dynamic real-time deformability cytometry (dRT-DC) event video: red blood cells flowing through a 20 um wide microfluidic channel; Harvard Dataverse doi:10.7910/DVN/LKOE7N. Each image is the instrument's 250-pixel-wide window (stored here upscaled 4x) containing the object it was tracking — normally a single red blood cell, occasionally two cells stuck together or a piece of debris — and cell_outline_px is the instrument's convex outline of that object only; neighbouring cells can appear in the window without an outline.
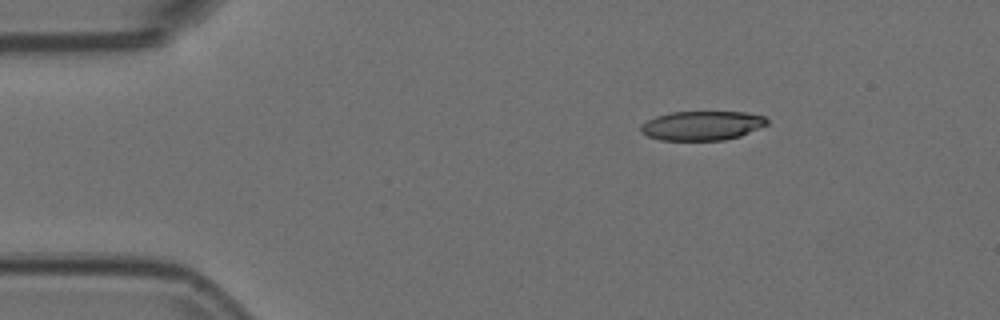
{"species": "Egyptian fruit bat (a non-hibernating species)", "species_latin": "Rousettus aegyptiacus", "temperature_condition": "room temperature", "stored_images_in_passage": 4, "camera_frame_rate_fps": 3000, "um_per_image_px": 0.085, "animal": {"sex": "female"}, "frame": {"image": 1, "passage_image": 2, "time_ms": 0.333, "image_size_px": [1000, 320], "cell_outline_px": [[768, 124], [740, 136], [724, 140], [660, 140], [648, 136], [640, 132], [640, 124], [656, 116], [672, 112], [744, 112], [764, 116], [768, 120]], "centroid_in_image_um": [59.65, 10.68], "position_along_channel_um": 25.3, "area_um2": 21.5}}